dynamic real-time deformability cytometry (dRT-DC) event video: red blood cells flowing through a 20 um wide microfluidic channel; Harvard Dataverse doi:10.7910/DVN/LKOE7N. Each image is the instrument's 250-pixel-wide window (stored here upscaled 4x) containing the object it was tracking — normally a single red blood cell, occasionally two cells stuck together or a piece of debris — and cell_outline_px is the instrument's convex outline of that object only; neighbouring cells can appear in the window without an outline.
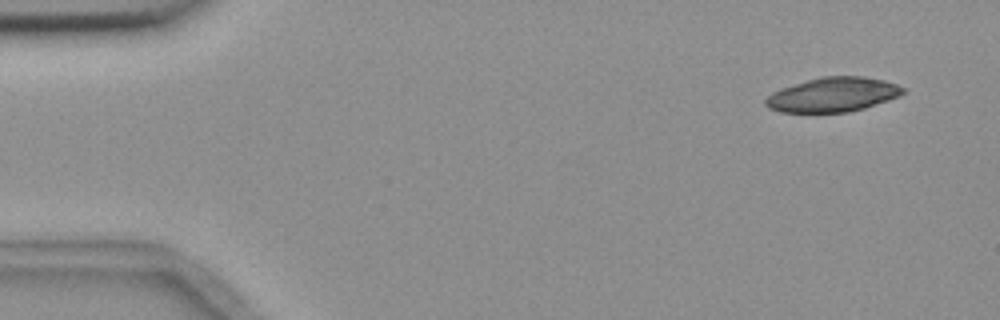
{"species": "common noctule bat (a hibernating species)", "species_latin": "Nyctalus noctula", "temperature_condition": "room temperature", "stored_images_in_passage": 4, "camera_frame_rate_fps": 3000, "um_per_image_px": 0.085, "animal": {"sex": "female", "body_mass_g": 18.4}, "frame": {"image": 1, "passage_image": 1, "time_ms": 0.0, "image_size_px": [1000, 320], "cell_outline_px": [[904, 92], [900, 96], [864, 108], [848, 112], [780, 112], [768, 108], [764, 104], [764, 100], [772, 92], [780, 88], [820, 76], [864, 76], [884, 80], [896, 84], [904, 88]], "centroid_in_image_um": [70.77, 8.04], "position_along_channel_um": 14.2, "area_um2": 27.63}}